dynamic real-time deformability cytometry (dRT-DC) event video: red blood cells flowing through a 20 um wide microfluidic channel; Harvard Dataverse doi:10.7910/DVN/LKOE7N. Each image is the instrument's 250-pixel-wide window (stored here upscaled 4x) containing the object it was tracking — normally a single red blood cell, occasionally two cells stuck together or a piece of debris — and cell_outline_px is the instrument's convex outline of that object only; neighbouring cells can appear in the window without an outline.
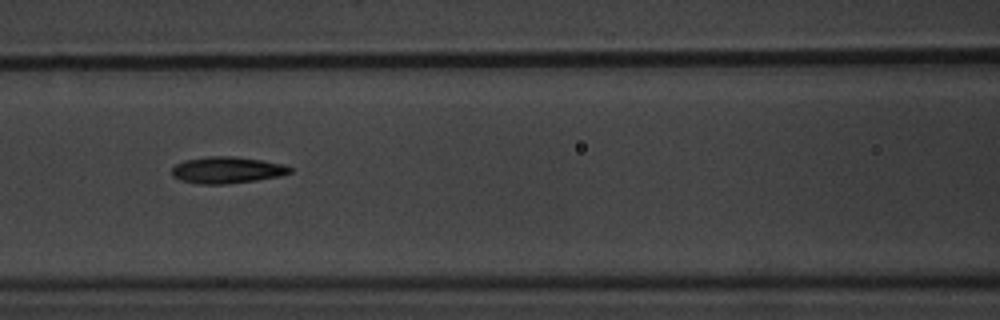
{"species": "common noctule bat (a hibernating species)", "species_latin": "Nyctalus noctula", "temperature_condition": "warm", "stored_images_in_passage": 16, "segment_of_instrument_passage": [1, 2], "camera_frame_rate_fps": 3000, "um_per_image_px": 0.085, "animal": {"sex": "male", "body_mass_g": 20.1, "forearm_length_mm": 53.5}, "frame": {"image": 1, "passage_image": 7, "time_ms": 8.0, "image_size_px": [1000, 320], "cell_outline_px": [[292, 172], [280, 176], [256, 180], [224, 184], [200, 184], [180, 180], [172, 176], [172, 168], [176, 164], [184, 160], [204, 156], [236, 156], [284, 164], [292, 168]], "centroid_in_image_um": [19.28, 14.44], "position_along_channel_um": 147.3, "area_um2": 18.38}}
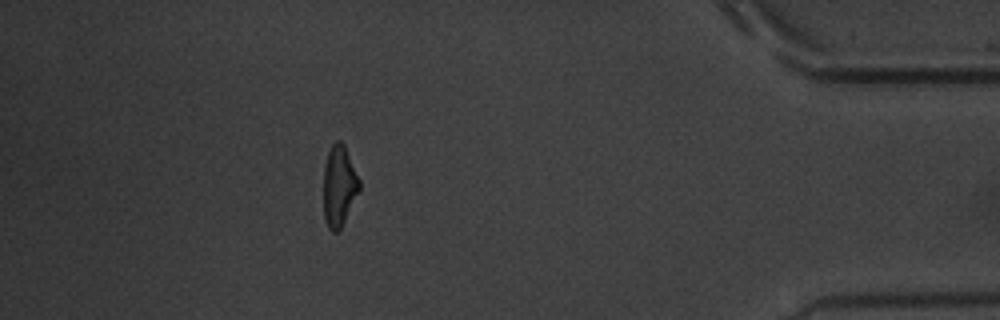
{"frame": {"image": 2, "passage_image": 14, "time_ms": 16.333, "image_size_px": [1000, 320], "cell_outline_px": [[360, 188], [340, 228], [336, 232], [332, 232], [328, 228], [324, 220], [324, 164], [328, 152], [332, 144], [336, 140], [340, 140], [344, 144], [360, 180]], "centroid_in_image_um": [28.81, 15.78], "position_along_channel_um": 406.4, "area_um2": 16.7}}